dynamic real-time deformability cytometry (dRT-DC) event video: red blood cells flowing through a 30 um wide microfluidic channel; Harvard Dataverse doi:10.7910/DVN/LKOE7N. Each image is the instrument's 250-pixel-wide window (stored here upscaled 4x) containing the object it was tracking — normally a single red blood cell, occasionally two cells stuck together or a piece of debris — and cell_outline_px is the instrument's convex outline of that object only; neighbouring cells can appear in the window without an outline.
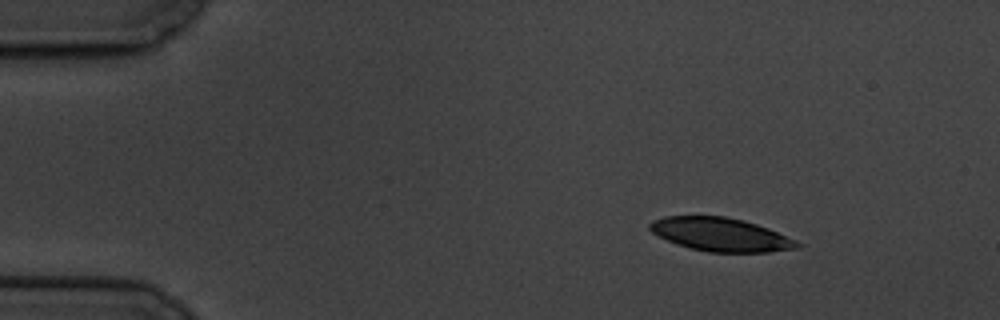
{"species": "common noctule bat (a hibernating species)", "species_latin": "Nyctalus noctula", "temperature_condition": "cold", "stored_images_in_passage": 3, "camera_frame_rate_fps": 3000, "um_per_image_px": 0.085, "animal": {"sex": "male", "body_mass_g": 19.5, "forearm_length_mm": 54.6}, "frame": {"image": 1, "passage_image": 1, "time_ms": 0.0, "image_size_px": [1000, 320], "cell_outline_px": [[804, 244], [796, 248], [768, 252], [708, 252], [688, 248], [676, 244], [652, 232], [648, 228], [648, 224], [652, 220], [664, 216], [724, 216], [744, 220], [768, 228], [796, 240]], "centroid_in_image_um": [61.24, 19.93], "position_along_channel_um": 23.8, "area_um2": 28.78}}